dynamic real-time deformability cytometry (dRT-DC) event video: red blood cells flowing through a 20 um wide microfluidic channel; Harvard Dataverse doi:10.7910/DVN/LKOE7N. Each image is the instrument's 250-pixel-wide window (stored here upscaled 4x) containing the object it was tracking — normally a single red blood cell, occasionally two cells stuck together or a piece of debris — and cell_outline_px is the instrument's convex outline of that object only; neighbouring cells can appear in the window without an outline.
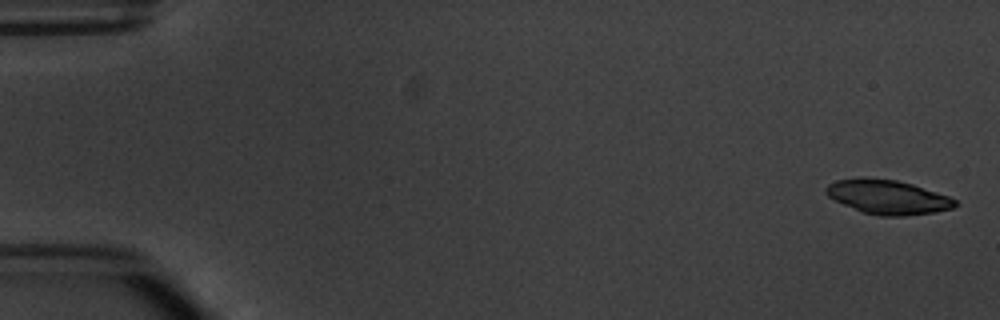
{"species": "common noctule bat (a hibernating species)", "species_latin": "Nyctalus noctula", "temperature_condition": "warm", "stored_images_in_passage": 4, "camera_frame_rate_fps": 3000, "um_per_image_px": 0.085, "animal": {"sex": "male", "body_mass_g": 20.1, "forearm_length_mm": 53.5}, "frame": {"image": 1, "passage_image": 1, "time_ms": 0.0, "image_size_px": [1000, 320], "cell_outline_px": [[960, 204], [952, 208], [936, 212], [904, 216], [880, 216], [860, 212], [828, 196], [824, 192], [824, 188], [828, 184], [836, 180], [860, 176], [864, 176], [896, 180], [912, 184], [948, 196], [956, 200]], "centroid_in_image_um": [75.43, 16.73], "position_along_channel_um": 9.6, "area_um2": 26.07}}